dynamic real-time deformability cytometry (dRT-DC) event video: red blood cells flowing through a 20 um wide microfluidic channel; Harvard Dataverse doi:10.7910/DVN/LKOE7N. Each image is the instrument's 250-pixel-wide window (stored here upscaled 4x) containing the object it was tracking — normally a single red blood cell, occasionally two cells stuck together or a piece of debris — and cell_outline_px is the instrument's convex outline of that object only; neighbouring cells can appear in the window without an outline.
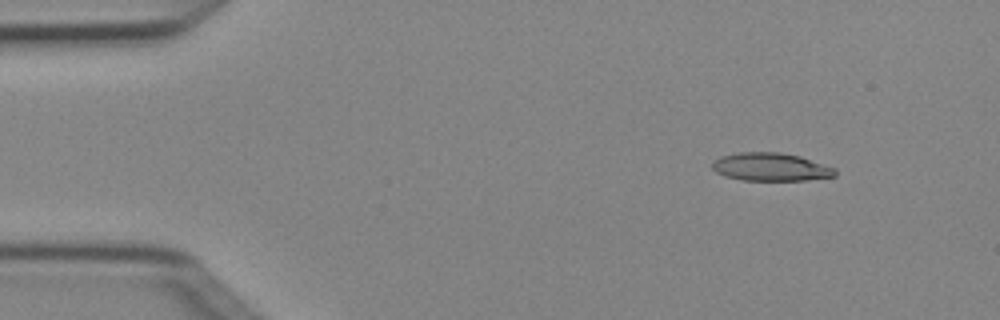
{"species": "Egyptian fruit bat (a non-hibernating species)", "species_latin": "Rousettus aegyptiacus", "temperature_condition": "cold", "stored_images_in_passage": 3, "camera_frame_rate_fps": 3000, "um_per_image_px": 0.085, "animal": {"sex": "female"}, "frame": {"image": 1, "passage_image": 1, "time_ms": 0.0, "image_size_px": [1000, 320], "cell_outline_px": [[836, 176], [804, 180], [740, 180], [724, 176], [716, 172], [712, 168], [712, 160], [720, 156], [740, 152], [780, 152], [800, 156], [836, 168]], "centroid_in_image_um": [65.48, 14.18], "position_along_channel_um": 19.5, "area_um2": 20.23}}